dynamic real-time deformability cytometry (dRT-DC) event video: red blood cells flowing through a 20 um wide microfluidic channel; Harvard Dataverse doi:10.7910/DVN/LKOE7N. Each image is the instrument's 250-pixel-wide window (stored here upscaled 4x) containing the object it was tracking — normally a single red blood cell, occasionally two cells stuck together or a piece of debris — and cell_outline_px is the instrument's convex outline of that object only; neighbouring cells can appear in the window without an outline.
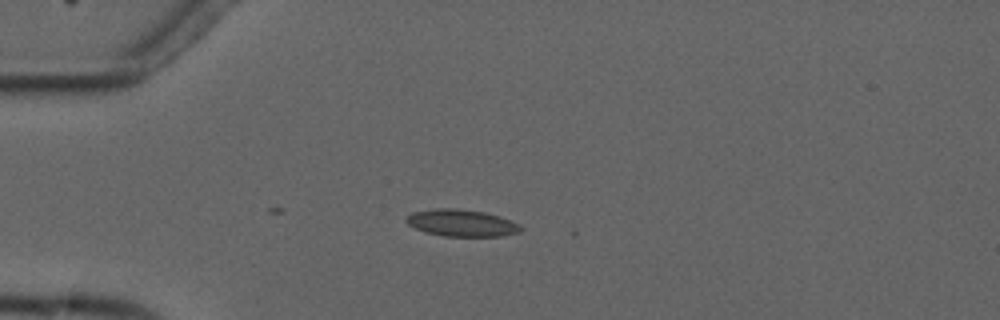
{"species": "common noctule bat (a hibernating species)", "species_latin": "Nyctalus noctula", "temperature_condition": "cold", "stored_images_in_passage": 6, "camera_frame_rate_fps": 3000, "um_per_image_px": 0.085, "animal": {"sex": "male", "forearm_length_mm": 52.5}, "frame": {"image": 1, "passage_image": 5, "time_ms": 4.667, "image_size_px": [1000, 320], "cell_outline_px": [[524, 228], [520, 232], [500, 236], [444, 236], [424, 232], [408, 224], [404, 220], [412, 212], [436, 208], [456, 208], [484, 212], [500, 216], [520, 224]], "centroid_in_image_um": [39.25, 18.95], "position_along_channel_um": 45.8, "area_um2": 18.03}}